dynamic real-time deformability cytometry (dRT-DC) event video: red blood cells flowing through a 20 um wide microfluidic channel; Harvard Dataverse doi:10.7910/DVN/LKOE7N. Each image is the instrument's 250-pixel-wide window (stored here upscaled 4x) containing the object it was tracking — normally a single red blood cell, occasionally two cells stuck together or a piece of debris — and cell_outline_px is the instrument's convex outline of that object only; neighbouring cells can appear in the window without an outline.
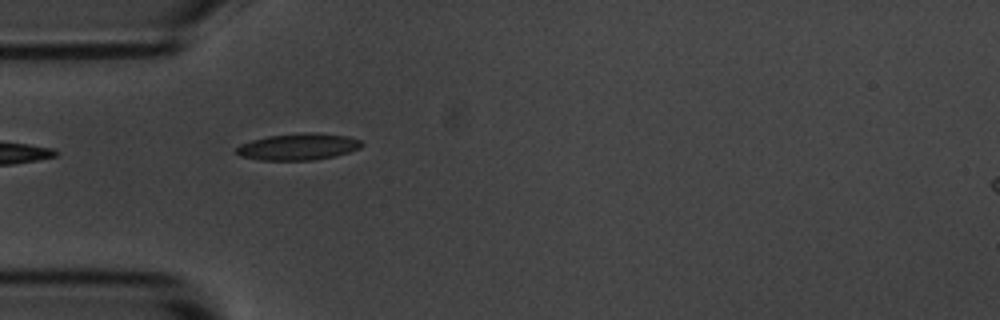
{"species": "common noctule bat (a hibernating species)", "species_latin": "Nyctalus noctula", "temperature_condition": "room temperature", "stored_images_in_passage": 1, "camera_frame_rate_fps": 3000, "um_per_image_px": 0.085, "animal": {"sex": "male", "body_mass_g": 20.1, "forearm_length_mm": 53.5}, "frame": {"image": 1, "passage_image": 1, "time_ms": 0.0, "image_size_px": [1000, 320], "cell_outline_px": [[364, 144], [360, 148], [348, 152], [332, 156], [312, 160], [260, 160], [240, 156], [236, 152], [236, 148], [240, 144], [252, 140], [268, 136], [304, 132], [316, 132], [348, 136], [360, 140]], "centroid_in_image_um": [25.35, 12.46], "position_along_channel_um": 59.7, "area_um2": 19.42}}